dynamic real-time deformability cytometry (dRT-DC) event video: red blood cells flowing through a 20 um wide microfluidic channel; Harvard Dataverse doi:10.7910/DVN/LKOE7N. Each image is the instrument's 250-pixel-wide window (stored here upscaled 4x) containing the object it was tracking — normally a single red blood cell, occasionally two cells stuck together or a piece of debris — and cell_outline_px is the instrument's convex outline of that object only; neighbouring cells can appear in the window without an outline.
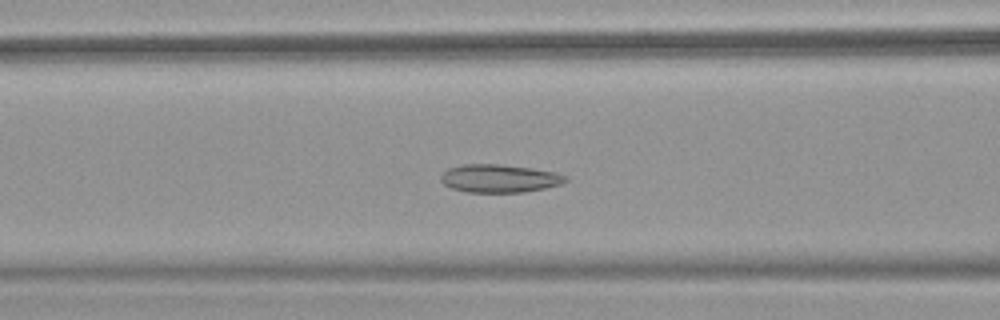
{"species": "common noctule bat (a hibernating species)", "species_latin": "Nyctalus noctula", "temperature_condition": "warm", "stored_images_in_passage": 51, "camera_frame_rate_fps": 3000, "um_per_image_px": 0.085, "animal": {"sex": "female", "body_mass_g": 18.4}, "frame": {"image": 1, "passage_image": 21, "time_ms": 6.667, "image_size_px": [1000, 320], "cell_outline_px": [[568, 180], [560, 184], [544, 188], [524, 192], [468, 192], [452, 188], [444, 184], [440, 180], [440, 176], [448, 168], [464, 164], [500, 164], [532, 168], [556, 172], [568, 176]], "centroid_in_image_um": [42.46, 15.16], "position_along_channel_um": 124.1, "area_um2": 20.4}}
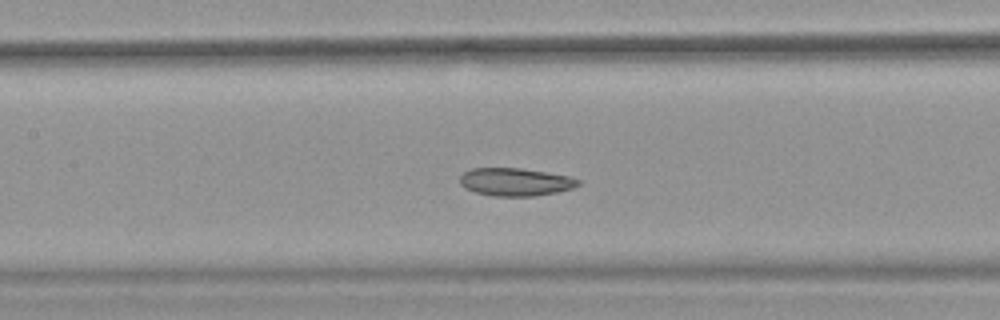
{"frame": {"image": 2, "passage_image": 24, "time_ms": 7.667, "image_size_px": [1000, 320], "cell_outline_px": [[580, 184], [572, 188], [556, 192], [532, 196], [492, 196], [476, 192], [464, 188], [460, 184], [460, 176], [464, 172], [472, 168], [520, 168], [572, 176], [580, 180]], "centroid_in_image_um": [43.8, 15.46], "position_along_channel_um": 163.6, "area_um2": 19.25}}
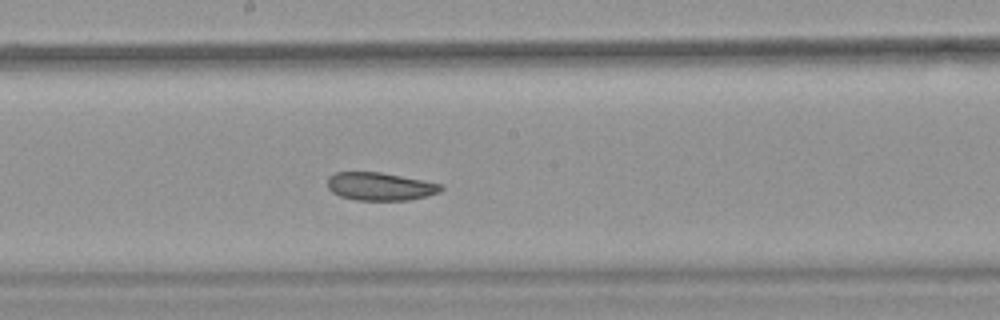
{"frame": {"image": 3, "passage_image": 28, "time_ms": 9.0, "image_size_px": [1000, 320], "cell_outline_px": [[444, 188], [440, 192], [408, 200], [356, 200], [340, 196], [332, 192], [328, 188], [328, 176], [336, 172], [380, 172], [444, 184]], "centroid_in_image_um": [32.31, 15.84], "position_along_channel_um": 215.9, "area_um2": 18.5}, "authors_computed_cell_mechanics": {"area_um2": 21.5594, "velocity_mm_per_s": 3.9428, "shape_relaxation_time_tau1_ms": null, "shape_relaxation_time_tau2_ms": 4.0211, "deformation_change_tau1": null, "deformation_change_tau2": 0.0808}}